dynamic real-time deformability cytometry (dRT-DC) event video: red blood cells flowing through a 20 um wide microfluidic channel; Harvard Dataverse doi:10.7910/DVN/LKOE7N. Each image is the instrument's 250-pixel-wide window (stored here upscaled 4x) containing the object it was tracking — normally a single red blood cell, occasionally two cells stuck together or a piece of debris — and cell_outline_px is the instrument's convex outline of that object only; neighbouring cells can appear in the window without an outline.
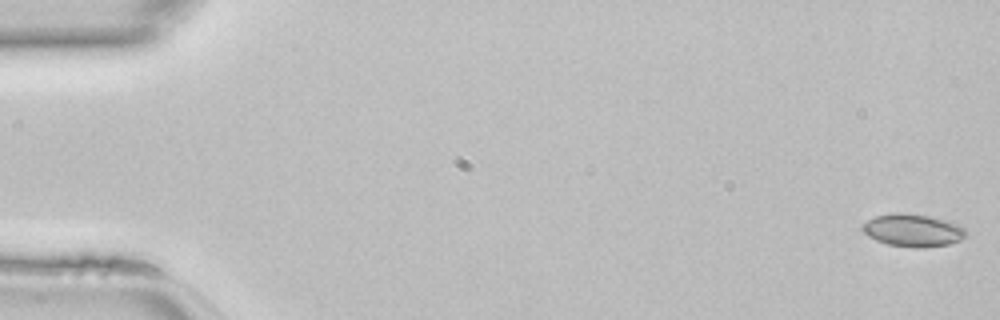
{"species": "common noctule bat (a hibernating species)", "species_latin": "Nyctalus noctula", "temperature_condition": "room temperature", "stored_images_in_passage": 46, "camera_frame_rate_fps": 3000, "um_per_image_px": 0.085, "animal": {"sex": "female", "body_mass_g": 22.7, "forearm_length_mm": 54.2}, "frame": {"image": 1, "passage_image": 1, "time_ms": 0.0, "image_size_px": [1000, 320], "cell_outline_px": [[968, 236], [960, 240], [948, 244], [920, 248], [912, 248], [888, 244], [876, 240], [868, 236], [860, 228], [868, 220], [876, 216], [896, 212], [904, 212], [928, 216], [948, 220], [964, 228], [968, 232]], "centroid_in_image_um": [77.61, 19.57], "position_along_channel_um": 7.4, "area_um2": 19.77}}
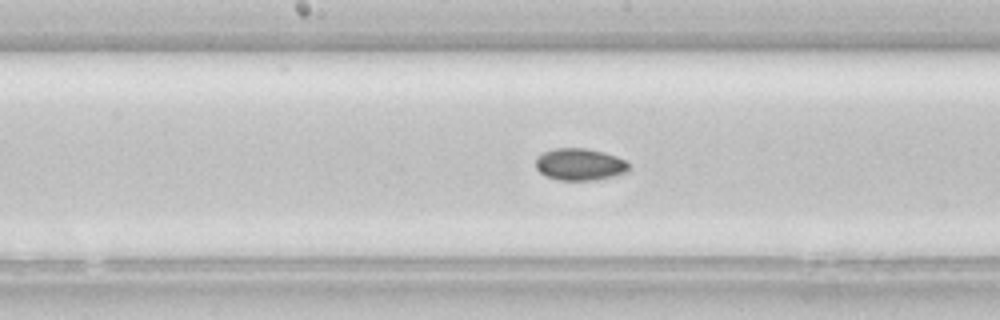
{"frame": {"image": 2, "passage_image": 24, "time_ms": 7.667, "image_size_px": [1000, 320], "cell_outline_px": [[628, 172], [596, 180], [556, 180], [544, 176], [536, 168], [536, 156], [552, 148], [584, 148], [604, 152], [616, 156], [624, 160], [628, 164]], "centroid_in_image_um": [49.24, 13.97], "position_along_channel_um": 199.0, "area_um2": 17.46}}
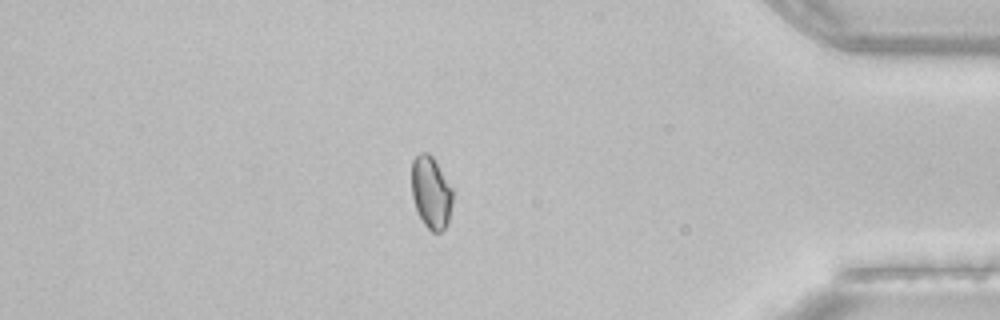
{"frame": {"image": 3, "passage_image": 40, "time_ms": 13.0, "image_size_px": [1000, 320], "cell_outline_px": [[452, 204], [448, 224], [440, 232], [432, 232], [424, 224], [416, 212], [412, 196], [412, 160], [420, 152], [428, 152], [432, 156], [452, 188]], "centroid_in_image_um": [36.63, 16.38], "position_along_channel_um": 398.6, "area_um2": 17.34}}